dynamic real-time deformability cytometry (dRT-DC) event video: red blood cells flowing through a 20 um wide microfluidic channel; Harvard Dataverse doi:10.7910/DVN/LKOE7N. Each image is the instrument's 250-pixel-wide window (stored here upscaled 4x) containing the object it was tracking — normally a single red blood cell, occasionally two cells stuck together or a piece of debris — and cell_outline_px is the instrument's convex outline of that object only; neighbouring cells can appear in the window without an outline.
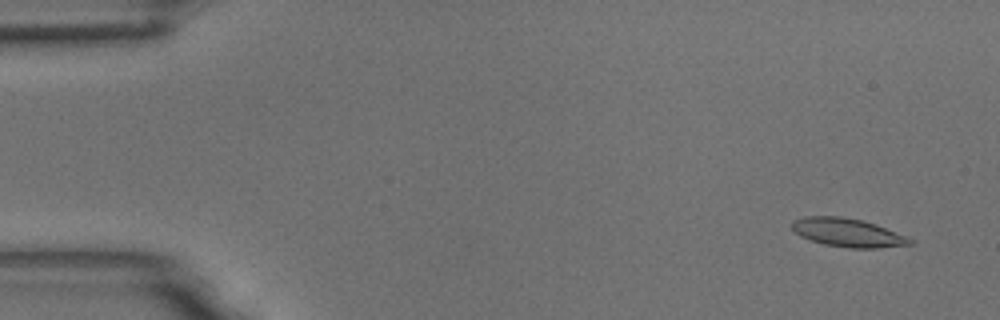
{"species": "common noctule bat (a hibernating species)", "species_latin": "Nyctalus noctula", "temperature_condition": "room temperature", "stored_images_in_passage": 57, "camera_frame_rate_fps": 3000, "um_per_image_px": 0.085, "animal": {"sex": "male", "body_mass_g": 18.8}, "frame": {"image": 1, "passage_image": 4, "time_ms": 1.0, "image_size_px": [1000, 320], "cell_outline_px": [[916, 240], [912, 244], [880, 248], [848, 248], [824, 244], [808, 240], [800, 236], [792, 228], [792, 220], [804, 216], [840, 216], [864, 220], [876, 224], [908, 236]], "centroid_in_image_um": [72.09, 19.77], "position_along_channel_um": 12.9, "area_um2": 19.94}}
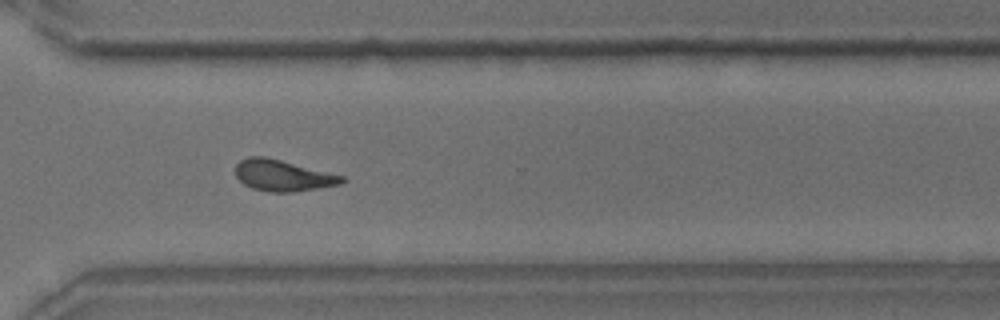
{"frame": {"image": 2, "passage_image": 42, "time_ms": 13.667, "image_size_px": [1000, 320], "cell_outline_px": [[348, 180], [340, 184], [292, 192], [268, 192], [252, 188], [244, 184], [236, 176], [236, 164], [240, 160], [248, 156], [264, 156], [344, 176]], "centroid_in_image_um": [24.02, 14.92], "position_along_channel_um": 346.6, "area_um2": 19.19}}
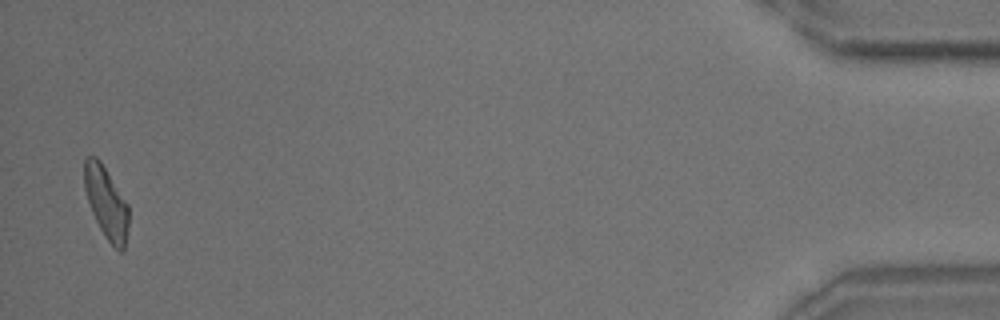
{"frame": {"image": 3, "passage_image": 56, "time_ms": 18.333, "image_size_px": [1000, 320], "cell_outline_px": [[128, 228], [124, 252], [120, 252], [104, 236], [92, 212], [84, 188], [84, 160], [88, 156], [96, 156], [100, 160], [128, 204]], "centroid_in_image_um": [9.03, 17.22], "position_along_channel_um": 426.2, "area_um2": 18.44}, "authors_computed_cell_mechanics": {"area_um2": 19.1896, "velocity_mm_per_s": 3.5881, "shape_relaxation_time_tau1_ms": 9.9252, "shape_relaxation_time_tau2_ms": 5.6077, "deformation_change_tau1": 0.2234, "deformation_change_tau2": 0.1287}}